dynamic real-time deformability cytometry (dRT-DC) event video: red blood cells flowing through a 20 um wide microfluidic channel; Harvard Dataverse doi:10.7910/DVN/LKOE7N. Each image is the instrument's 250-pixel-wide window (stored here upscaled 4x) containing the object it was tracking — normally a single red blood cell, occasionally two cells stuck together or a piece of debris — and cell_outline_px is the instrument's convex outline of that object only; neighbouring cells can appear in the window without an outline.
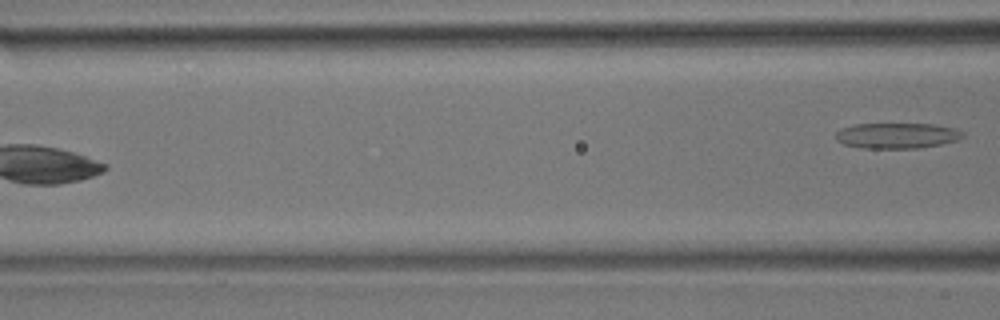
{"species": "common noctule bat (a hibernating species)", "species_latin": "Nyctalus noctula", "temperature_condition": "room temperature", "stored_images_in_passage": 5, "camera_frame_rate_fps": 3000, "um_per_image_px": 0.085, "animal": {"sex": "male", "body_mass_g": 17.9}, "frame": {"image": 1, "passage_image": 5, "time_ms": 1.333, "image_size_px": [1000, 320], "cell_outline_px": [[964, 136], [956, 140], [940, 144], [916, 148], [860, 148], [844, 144], [836, 140], [836, 132], [840, 128], [852, 124], [936, 124], [956, 128], [964, 132]], "centroid_in_image_um": [76.22, 11.52], "position_along_channel_um": 90.4, "area_um2": 19.02}}